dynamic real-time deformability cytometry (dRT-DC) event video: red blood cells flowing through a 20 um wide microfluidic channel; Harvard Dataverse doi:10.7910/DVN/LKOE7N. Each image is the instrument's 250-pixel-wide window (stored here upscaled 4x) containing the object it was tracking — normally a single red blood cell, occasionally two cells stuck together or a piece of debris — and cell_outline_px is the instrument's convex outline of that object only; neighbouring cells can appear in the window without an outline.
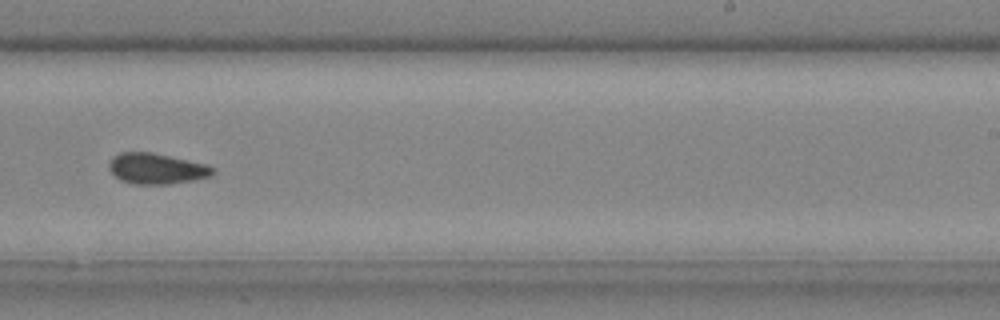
{"species": "common noctule bat (a hibernating species)", "species_latin": "Nyctalus noctula", "temperature_condition": "cold", "stored_images_in_passage": 25, "camera_frame_rate_fps": 3000, "um_per_image_px": 0.085, "animal": {"sex": "male", "body_mass_g": 20.4}, "frame": {"image": 1, "passage_image": 15, "time_ms": 4.667, "image_size_px": [1000, 320], "cell_outline_px": [[216, 172], [212, 176], [192, 180], [168, 184], [136, 184], [120, 180], [108, 168], [108, 164], [112, 156], [120, 152], [152, 152], [208, 164], [216, 168]], "centroid_in_image_um": [13.33, 14.32], "position_along_channel_um": 275.7, "area_um2": 18.79}}